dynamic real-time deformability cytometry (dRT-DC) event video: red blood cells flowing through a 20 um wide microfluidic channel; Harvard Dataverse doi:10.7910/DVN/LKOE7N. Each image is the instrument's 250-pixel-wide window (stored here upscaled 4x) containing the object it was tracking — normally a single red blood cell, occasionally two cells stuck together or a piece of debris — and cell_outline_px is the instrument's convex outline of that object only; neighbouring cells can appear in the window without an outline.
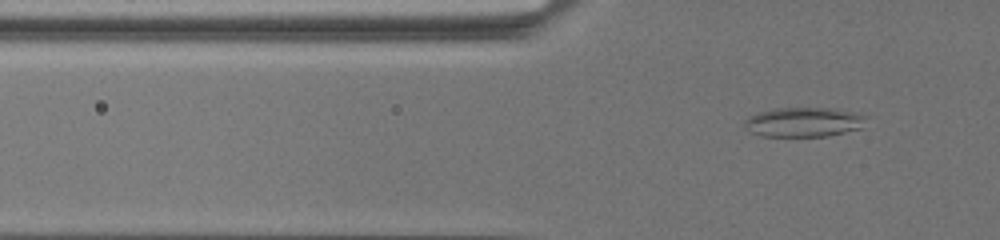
{"species": "common noctule bat (a hibernating species)", "species_latin": "Nyctalus noctula", "temperature_condition": "warm", "stored_images_in_passage": 50, "camera_frame_rate_fps": 3000, "um_per_image_px": 0.085, "animal": {"sex": "female", "body_mass_g": 19.5, "forearm_length_mm": 54.1}, "frame": {"image": 1, "passage_image": 2, "time_ms": 0.333, "image_size_px": [1000, 240], "cell_outline_px": [[868, 116], [864, 128], [828, 136], [760, 136], [748, 132], [744, 128], [744, 120], [748, 116], [760, 112], [776, 108], [832, 108], [852, 112]], "centroid_in_image_um": [68.32, 10.39], "position_along_channel_um": 57.5, "area_um2": 21.27}}
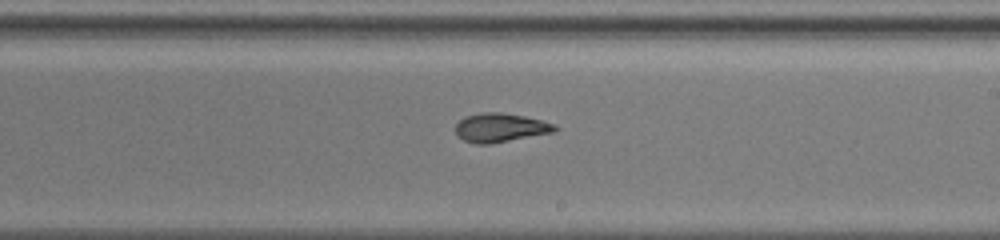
{"frame": {"image": 2, "passage_image": 25, "time_ms": 7.333, "image_size_px": [1000, 240], "cell_outline_px": [[560, 128], [552, 132], [492, 144], [476, 144], [464, 140], [456, 136], [456, 124], [464, 116], [480, 112], [500, 112], [524, 116], [556, 124]], "centroid_in_image_um": [42.51, 10.85], "position_along_channel_um": 246.5, "area_um2": 16.82}}
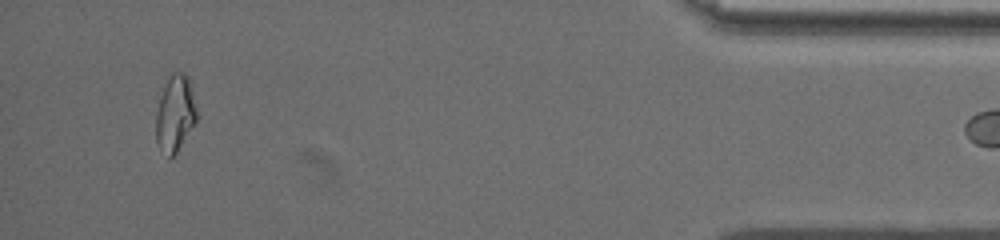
{"frame": {"image": 3, "passage_image": 49, "time_ms": 15.333, "image_size_px": [1000, 240], "cell_outline_px": [[196, 124], [176, 152], [172, 156], [168, 156], [156, 144], [156, 112], [160, 96], [172, 72], [184, 72], [188, 76], [196, 108]], "centroid_in_image_um": [14.89, 9.66], "position_along_channel_um": 420.3, "area_um2": 17.92}}